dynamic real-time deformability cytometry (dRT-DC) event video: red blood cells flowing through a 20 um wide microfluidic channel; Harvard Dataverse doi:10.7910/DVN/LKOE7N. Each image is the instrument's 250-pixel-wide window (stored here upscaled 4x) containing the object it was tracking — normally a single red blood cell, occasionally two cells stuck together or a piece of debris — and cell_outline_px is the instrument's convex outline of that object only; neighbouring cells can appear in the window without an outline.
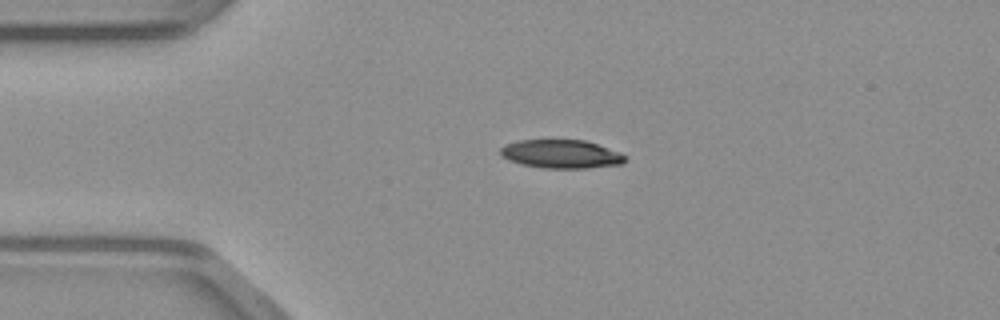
{"species": "common noctule bat (a hibernating species)", "species_latin": "Nyctalus noctula", "temperature_condition": "warm", "stored_images_in_passage": 39, "camera_frame_rate_fps": 3000, "um_per_image_px": 0.085, "animal": {"sex": "male", "body_mass_g": 23.1, "forearm_length_mm": 52.7}, "frame": {"image": 1, "passage_image": 1, "time_ms": 0.0, "image_size_px": [1000, 320], "cell_outline_px": [[628, 160], [624, 164], [588, 168], [544, 168], [524, 164], [508, 160], [500, 156], [500, 148], [504, 144], [520, 140], [584, 140], [620, 152], [628, 156]], "centroid_in_image_um": [47.73, 13.09], "position_along_channel_um": 37.3, "area_um2": 20.87}}
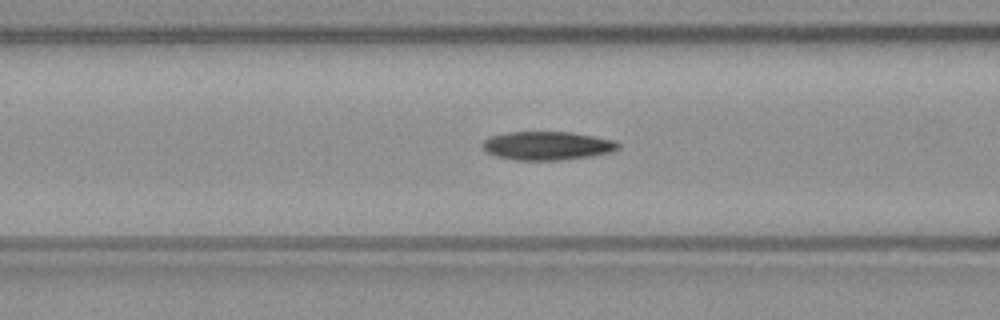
{"frame": {"image": 2, "passage_image": 9, "time_ms": 2.667, "image_size_px": [1000, 320], "cell_outline_px": [[620, 148], [612, 152], [592, 156], [560, 160], [516, 160], [496, 156], [484, 152], [480, 148], [480, 144], [484, 140], [492, 136], [508, 132], [572, 132], [612, 140], [620, 144]], "centroid_in_image_um": [46.47, 12.39], "position_along_channel_um": 120.1, "area_um2": 22.72}}
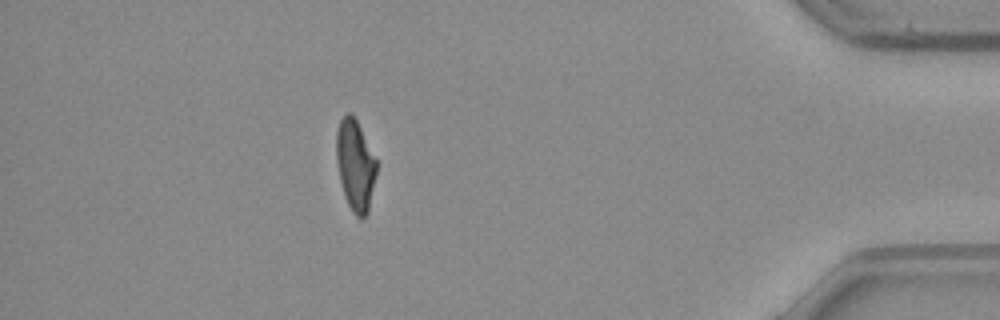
{"frame": {"image": 3, "passage_image": 33, "time_ms": 10.667, "image_size_px": [1000, 320], "cell_outline_px": [[376, 172], [368, 212], [364, 216], [356, 216], [352, 212], [344, 196], [340, 180], [336, 160], [336, 132], [340, 120], [348, 112], [352, 112], [376, 160]], "centroid_in_image_um": [30.17, 14.03], "position_along_channel_um": 405.0, "area_um2": 20.92}}